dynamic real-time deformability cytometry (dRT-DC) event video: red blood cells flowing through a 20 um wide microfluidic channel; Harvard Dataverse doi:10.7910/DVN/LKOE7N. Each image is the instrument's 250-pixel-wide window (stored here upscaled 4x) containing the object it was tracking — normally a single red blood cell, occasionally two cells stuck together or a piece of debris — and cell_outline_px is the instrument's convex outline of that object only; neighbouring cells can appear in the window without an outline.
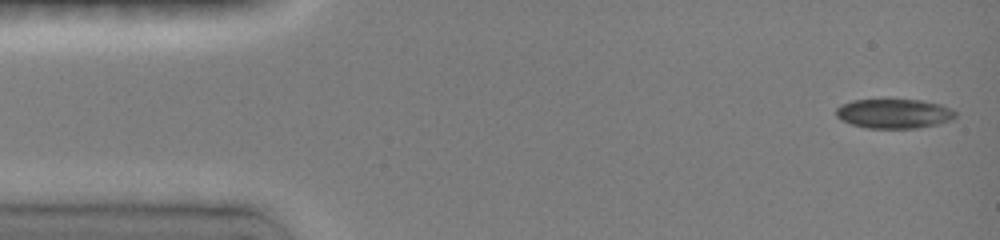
{"species": "common noctule bat (a hibernating species)", "species_latin": "Nyctalus noctula", "temperature_condition": "room temperature", "stored_images_in_passage": 17, "camera_frame_rate_fps": 3000, "um_per_image_px": 0.085, "animal": {"sex": "female", "body_mass_g": 19.0, "forearm_length_mm": 51.5}, "frame": {"image": 1, "passage_image": 1, "time_ms": 0.0, "image_size_px": [1000, 240], "cell_outline_px": [[956, 116], [952, 120], [936, 124], [916, 128], [868, 128], [852, 124], [840, 120], [836, 116], [836, 108], [840, 104], [852, 100], [920, 100], [940, 104], [952, 108], [956, 112]], "centroid_in_image_um": [75.98, 9.65], "position_along_channel_um": 9.0, "area_um2": 20.52}}
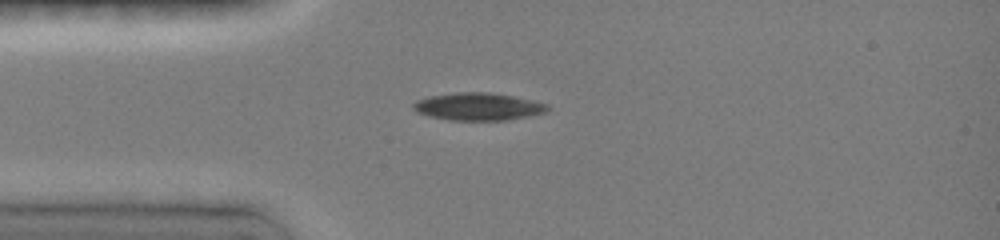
{"frame": {"image": 2, "passage_image": 6, "time_ms": 3.333, "image_size_px": [1000, 240], "cell_outline_px": [[552, 108], [548, 112], [508, 120], [448, 120], [428, 116], [416, 112], [412, 108], [412, 104], [416, 100], [428, 96], [456, 92], [488, 92], [512, 96], [532, 100], [548, 104]], "centroid_in_image_um": [40.64, 9.06], "position_along_channel_um": 44.4, "area_um2": 21.79}}
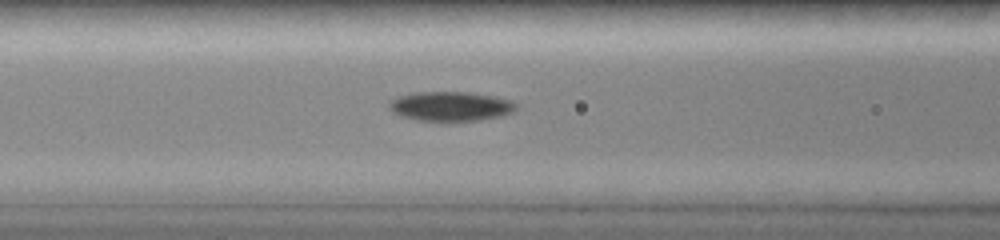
{"frame": {"image": 3, "passage_image": 10, "time_ms": 5.667, "image_size_px": [1000, 240], "cell_outline_px": [[516, 108], [512, 112], [500, 116], [480, 120], [444, 124], [416, 120], [400, 116], [392, 112], [388, 108], [388, 104], [392, 100], [400, 96], [416, 92], [464, 92], [492, 96], [512, 100], [516, 104]], "centroid_in_image_um": [38.26, 9.08], "position_along_channel_um": 128.3, "area_um2": 22.43}}